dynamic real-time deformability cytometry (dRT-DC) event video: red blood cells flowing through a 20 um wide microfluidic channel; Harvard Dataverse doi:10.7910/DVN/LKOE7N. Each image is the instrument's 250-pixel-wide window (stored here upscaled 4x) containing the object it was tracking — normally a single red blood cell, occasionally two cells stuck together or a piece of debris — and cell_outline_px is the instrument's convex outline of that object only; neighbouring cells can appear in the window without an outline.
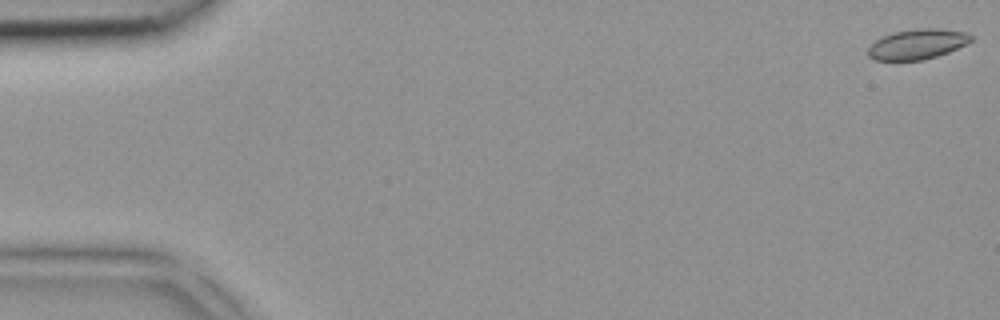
{"species": "common noctule bat (a hibernating species)", "species_latin": "Nyctalus noctula", "temperature_condition": "room temperature", "stored_images_in_passage": 2, "camera_frame_rate_fps": 3000, "um_per_image_px": 0.085, "animal": {"sex": "female", "body_mass_g": 18.4}, "frame": {"image": 1, "passage_image": 1, "time_ms": 0.0, "image_size_px": [1000, 320], "cell_outline_px": [[972, 40], [968, 44], [948, 52], [924, 60], [876, 60], [868, 56], [868, 48], [876, 40], [892, 32], [916, 28], [936, 28], [964, 32], [972, 36]], "centroid_in_image_um": [77.98, 3.75], "position_along_channel_um": 7.0, "area_um2": 18.03}}